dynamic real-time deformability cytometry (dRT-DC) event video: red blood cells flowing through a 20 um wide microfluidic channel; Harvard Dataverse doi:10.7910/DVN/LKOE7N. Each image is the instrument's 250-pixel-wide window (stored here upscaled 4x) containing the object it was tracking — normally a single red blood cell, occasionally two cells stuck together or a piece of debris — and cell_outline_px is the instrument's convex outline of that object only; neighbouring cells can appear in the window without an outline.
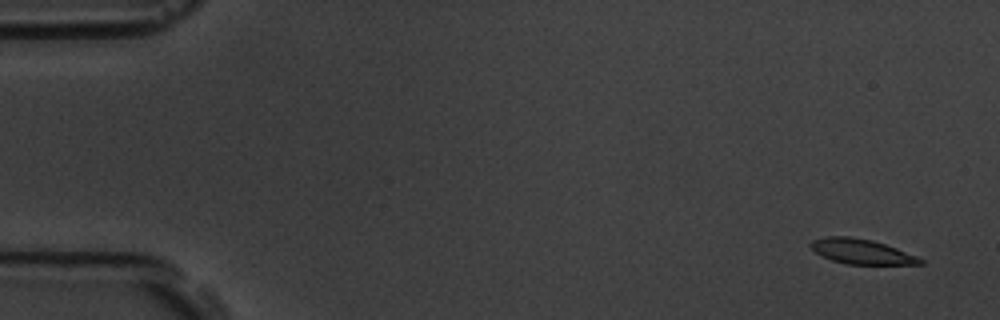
{"species": "common noctule bat (a hibernating species)", "species_latin": "Nyctalus noctula", "temperature_condition": "room temperature", "stored_images_in_passage": 5, "camera_frame_rate_fps": 3000, "um_per_image_px": 0.085, "animal": {"sex": "male", "body_mass_g": 19.5, "forearm_length_mm": 54.6}, "frame": {"image": 1, "passage_image": 1, "time_ms": 0.0, "image_size_px": [1000, 320], "cell_outline_px": [[924, 264], [844, 264], [832, 260], [816, 252], [808, 244], [812, 240], [824, 236], [848, 236], [872, 240], [896, 248], [916, 256], [924, 260]], "centroid_in_image_um": [73.2, 21.37], "position_along_channel_um": 11.8, "area_um2": 15.78}}
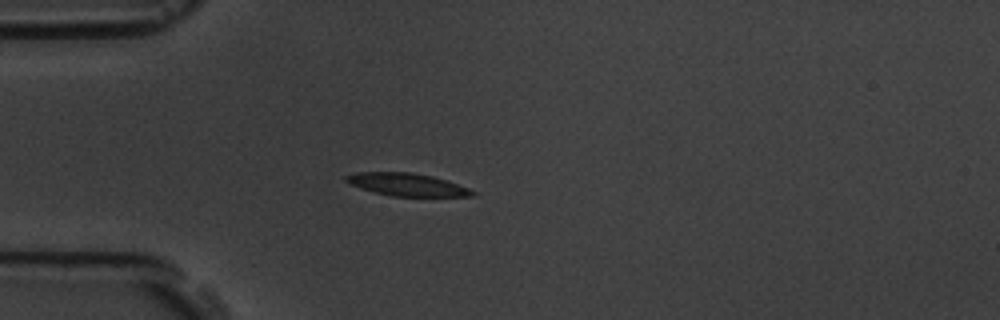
{"frame": {"image": 2, "passage_image": 4, "time_ms": 4.333, "image_size_px": [1000, 320], "cell_outline_px": [[476, 196], [392, 196], [360, 188], [344, 180], [344, 176], [356, 172], [412, 172], [432, 176], [468, 188], [476, 192]], "centroid_in_image_um": [34.57, 15.68], "position_along_channel_um": 50.4, "area_um2": 16.47}}